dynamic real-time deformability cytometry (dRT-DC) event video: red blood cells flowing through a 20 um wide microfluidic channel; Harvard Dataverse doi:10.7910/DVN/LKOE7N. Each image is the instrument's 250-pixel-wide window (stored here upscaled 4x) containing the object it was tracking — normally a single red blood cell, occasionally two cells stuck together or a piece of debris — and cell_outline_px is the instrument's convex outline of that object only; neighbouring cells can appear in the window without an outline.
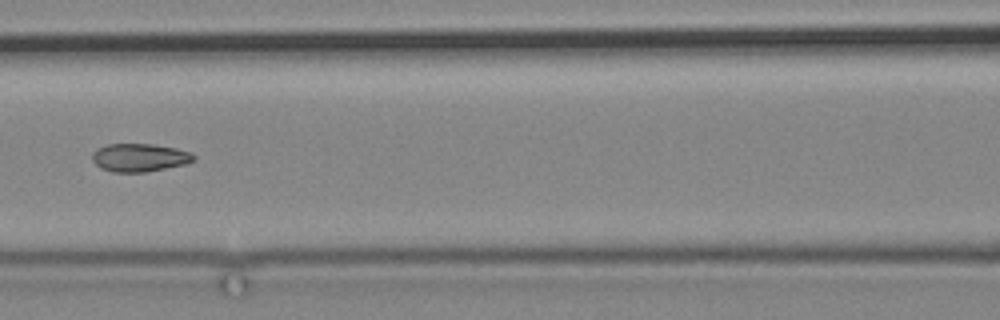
{"species": "common noctule bat (a hibernating species)", "species_latin": "Nyctalus noctula", "temperature_condition": "cold", "stored_images_in_passage": 11, "camera_frame_rate_fps": 3000, "um_per_image_px": 0.085, "animal": {"sex": "male", "body_mass_g": 19.2, "forearm_length_mm": 51.8}, "frame": {"image": 1, "passage_image": 3, "time_ms": 2.333, "image_size_px": [1000, 320], "cell_outline_px": [[196, 160], [188, 164], [144, 172], [112, 172], [100, 168], [92, 160], [92, 152], [96, 148], [108, 144], [152, 144], [176, 148], [192, 152], [196, 156]], "centroid_in_image_um": [11.88, 13.39], "position_along_channel_um": 154.7, "area_um2": 16.88}}
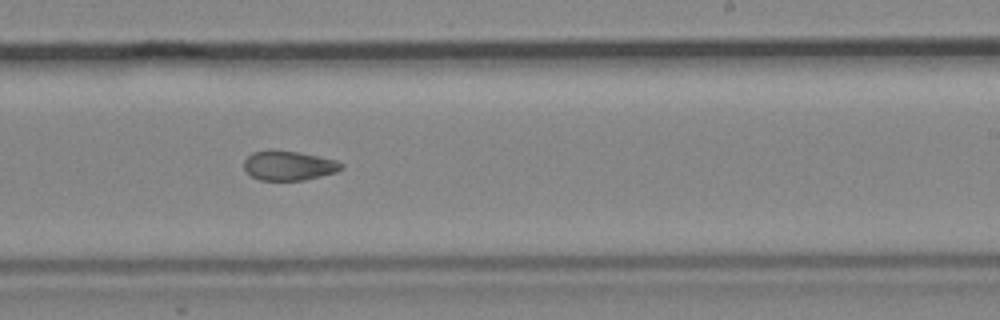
{"frame": {"image": 2, "passage_image": 6, "time_ms": 5.667, "image_size_px": [1000, 320], "cell_outline_px": [[344, 168], [336, 172], [304, 180], [260, 180], [252, 176], [244, 168], [244, 160], [252, 152], [300, 152], [320, 156], [336, 160], [344, 164]], "centroid_in_image_um": [24.6, 14.1], "position_along_channel_um": 264.4, "area_um2": 16.36}}
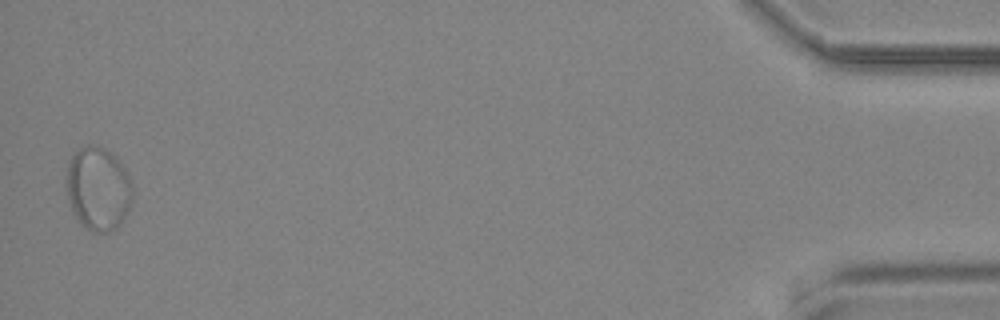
{"frame": {"image": 3, "passage_image": 11, "time_ms": 13.333, "image_size_px": [1000, 320], "cell_outline_px": [[132, 204], [124, 220], [116, 228], [108, 232], [92, 232], [80, 224], [72, 212], [64, 184], [68, 164], [72, 156], [80, 148], [88, 144], [92, 144], [104, 148], [112, 152], [116, 156], [128, 172], [132, 184]], "centroid_in_image_um": [8.34, 16.04], "position_along_channel_um": 426.9, "area_um2": 32.95}}